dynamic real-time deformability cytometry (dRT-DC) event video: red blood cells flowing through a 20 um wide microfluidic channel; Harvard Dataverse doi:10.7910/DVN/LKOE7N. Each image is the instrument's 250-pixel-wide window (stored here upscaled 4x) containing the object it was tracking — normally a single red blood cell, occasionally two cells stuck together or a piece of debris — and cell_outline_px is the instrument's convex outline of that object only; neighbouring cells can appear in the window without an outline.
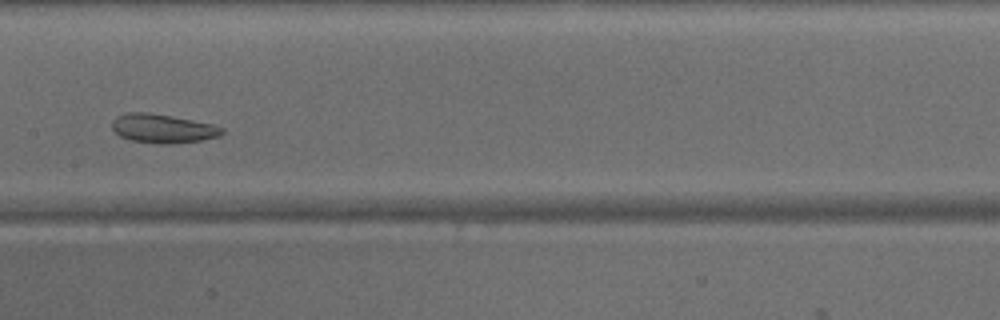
{"species": "common noctule bat (a hibernating species)", "species_latin": "Nyctalus noctula", "temperature_condition": "warm", "stored_images_in_passage": 28, "camera_frame_rate_fps": 3000, "um_per_image_px": 0.085, "animal": {"sex": "male", "body_mass_g": 15.6}, "frame": {"image": 1, "passage_image": 13, "time_ms": 4.0, "image_size_px": [1000, 320], "cell_outline_px": [[224, 132], [220, 136], [200, 140], [168, 144], [160, 144], [132, 140], [120, 136], [112, 128], [112, 120], [116, 116], [128, 112], [148, 112], [172, 116], [212, 124], [224, 128]], "centroid_in_image_um": [13.83, 10.91], "position_along_channel_um": 193.6, "area_um2": 18.44}}
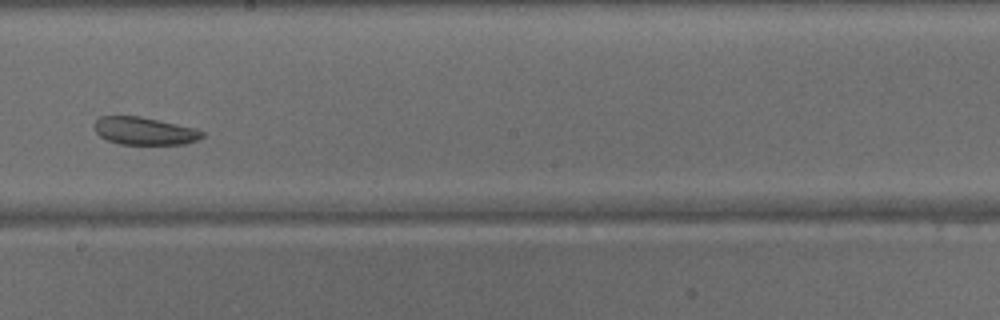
{"frame": {"image": 2, "passage_image": 16, "time_ms": 5.0, "image_size_px": [1000, 320], "cell_outline_px": [[204, 136], [196, 140], [184, 144], [120, 144], [108, 140], [100, 136], [96, 132], [96, 120], [100, 116], [140, 116], [196, 128], [204, 132]], "centroid_in_image_um": [12.3, 11.13], "position_along_channel_um": 235.9, "area_um2": 17.22}}
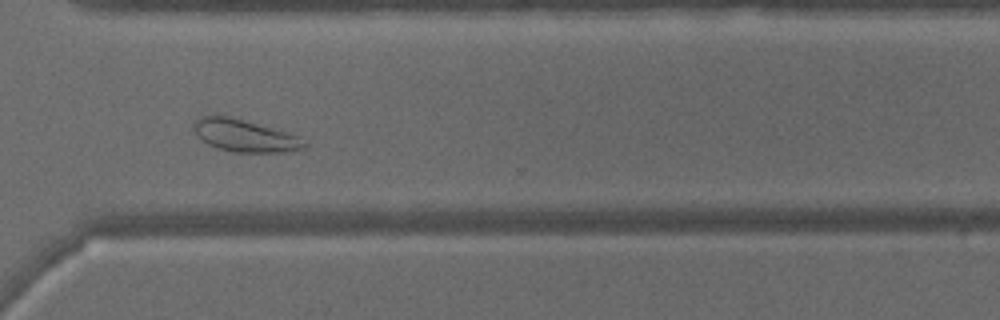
{"frame": {"image": 3, "passage_image": 24, "time_ms": 7.667, "image_size_px": [1000, 320], "cell_outline_px": [[308, 144], [304, 148], [280, 152], [236, 152], [220, 148], [208, 144], [192, 128], [192, 124], [200, 116], [228, 116], [300, 136]], "centroid_in_image_um": [20.81, 11.53], "position_along_channel_um": 349.8, "area_um2": 20.23}}